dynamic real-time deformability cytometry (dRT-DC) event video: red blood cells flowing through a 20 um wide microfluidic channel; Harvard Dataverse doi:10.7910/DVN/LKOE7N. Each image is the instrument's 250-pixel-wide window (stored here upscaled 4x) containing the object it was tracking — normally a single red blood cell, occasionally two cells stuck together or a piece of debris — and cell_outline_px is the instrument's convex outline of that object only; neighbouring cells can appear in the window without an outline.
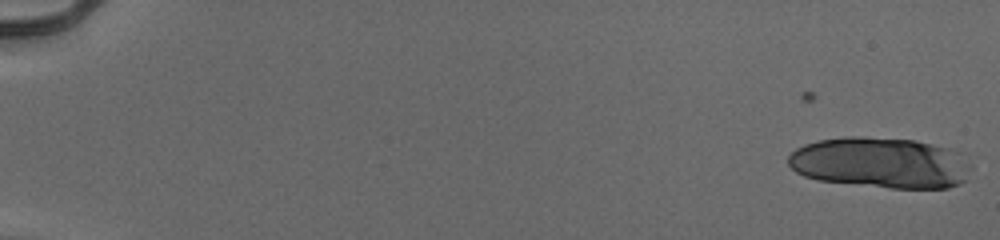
{"species": "human", "species_latin": "Homo sapiens", "temperature_condition": "cold", "stored_images_in_passage": 1, "camera_frame_rate_fps": 3000, "um_per_image_px": 0.085, "donor": {"sex": "male"}, "frame": {"image": 1, "passage_image": 1, "time_ms": 0.0, "image_size_px": [1000, 240], "cell_outline_px": [[972, 168], [968, 180], [960, 184], [948, 188], [888, 188], [816, 180], [804, 176], [796, 172], [788, 164], [788, 156], [796, 148], [804, 144], [820, 140], [844, 136], [852, 136], [916, 140], [948, 148], [968, 164]], "centroid_in_image_um": [74.81, 13.85], "position_along_channel_um": 10.2, "area_um2": 54.22}}